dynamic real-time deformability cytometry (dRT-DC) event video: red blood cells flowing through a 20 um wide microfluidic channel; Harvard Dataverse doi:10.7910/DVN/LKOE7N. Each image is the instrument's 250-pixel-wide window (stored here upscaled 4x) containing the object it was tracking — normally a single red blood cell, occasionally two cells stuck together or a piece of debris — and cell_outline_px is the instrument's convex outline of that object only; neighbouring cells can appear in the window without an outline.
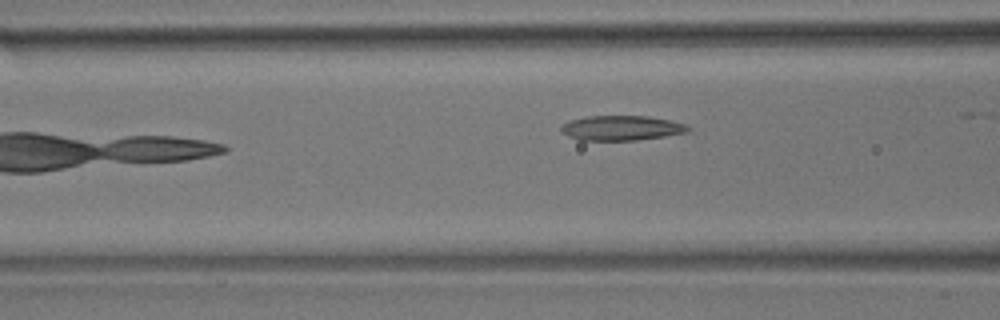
{"species": "common noctule bat (a hibernating species)", "species_latin": "Nyctalus noctula", "temperature_condition": "room temperature", "stored_images_in_passage": 8, "camera_frame_rate_fps": 3000, "um_per_image_px": 0.085, "animal": {"sex": "male", "body_mass_g": 17.9}, "frame": {"image": 1, "passage_image": 6, "time_ms": 6.667, "image_size_px": [1000, 320], "cell_outline_px": [[692, 132], [636, 140], [580, 140], [568, 136], [560, 128], [560, 124], [568, 120], [588, 116], [648, 116], [668, 120], [684, 124], [692, 128]], "centroid_in_image_um": [52.83, 10.88], "position_along_channel_um": 113.8, "area_um2": 18.44}}
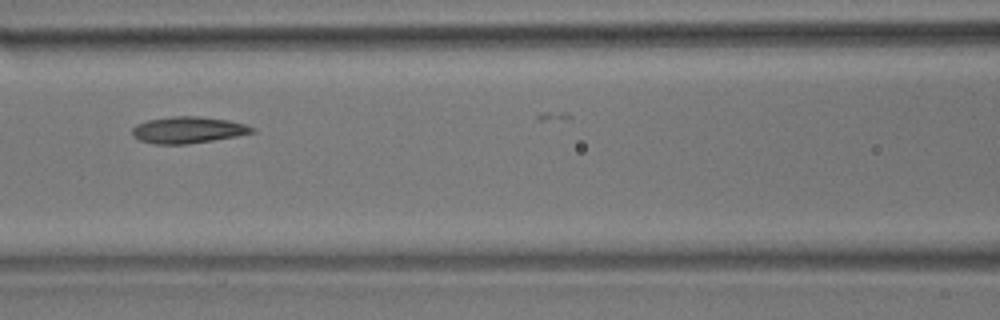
{"frame": {"image": 2, "passage_image": 7, "time_ms": 7.667, "image_size_px": [1000, 320], "cell_outline_px": [[256, 132], [236, 136], [212, 140], [184, 144], [152, 144], [140, 140], [132, 136], [132, 128], [136, 124], [148, 120], [172, 116], [200, 116], [228, 120], [244, 124], [252, 128]], "centroid_in_image_um": [15.93, 11.04], "position_along_channel_um": 150.7, "area_um2": 18.44}}
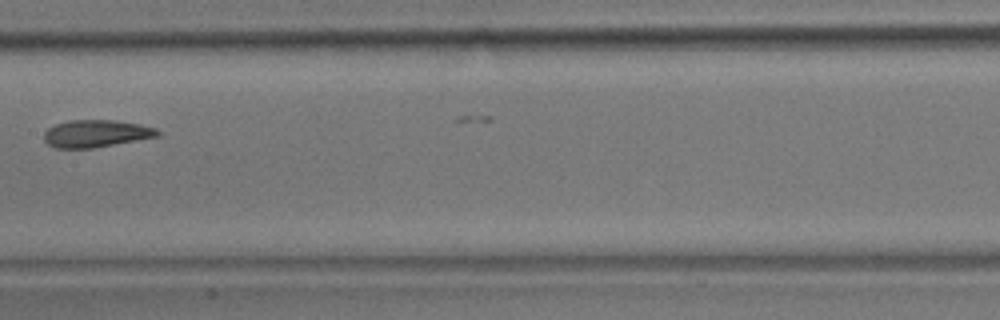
{"frame": {"image": 3, "passage_image": 8, "time_ms": 9.0, "image_size_px": [1000, 320], "cell_outline_px": [[160, 136], [92, 148], [56, 148], [48, 144], [44, 140], [44, 132], [48, 128], [56, 124], [68, 120], [116, 120], [140, 124], [156, 128], [160, 132]], "centroid_in_image_um": [8.17, 11.34], "position_along_channel_um": 199.2, "area_um2": 18.09}}